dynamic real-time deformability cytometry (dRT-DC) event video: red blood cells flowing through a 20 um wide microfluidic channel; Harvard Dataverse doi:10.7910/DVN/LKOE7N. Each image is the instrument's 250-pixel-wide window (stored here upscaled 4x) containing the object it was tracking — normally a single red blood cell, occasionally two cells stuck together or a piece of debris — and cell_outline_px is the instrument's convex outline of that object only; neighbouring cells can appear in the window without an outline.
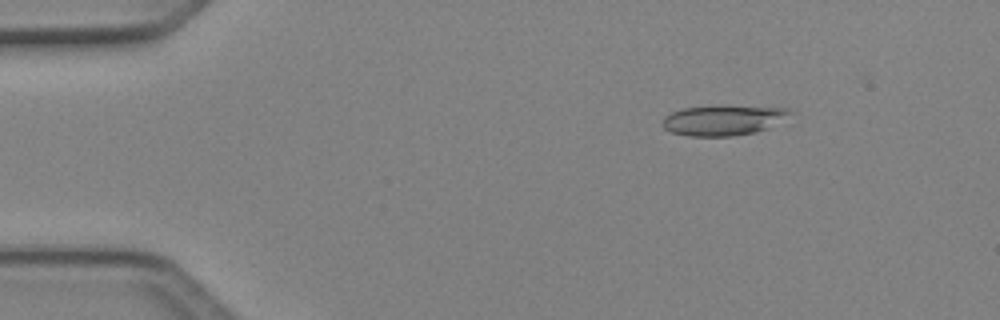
{"species": "Egyptian fruit bat (a non-hibernating species)", "species_latin": "Rousettus aegyptiacus", "temperature_condition": "cold", "stored_images_in_passage": 5, "camera_frame_rate_fps": 3000, "um_per_image_px": 0.085, "animal": {"sex": "female"}, "frame": {"image": 1, "passage_image": 3, "time_ms": 0.667, "image_size_px": [1000, 320], "cell_outline_px": [[792, 112], [768, 128], [756, 132], [732, 136], [688, 136], [672, 132], [664, 128], [664, 116], [672, 112], [684, 108], [788, 108]], "centroid_in_image_um": [61.41, 10.27], "position_along_channel_um": 23.6, "area_um2": 21.1}}